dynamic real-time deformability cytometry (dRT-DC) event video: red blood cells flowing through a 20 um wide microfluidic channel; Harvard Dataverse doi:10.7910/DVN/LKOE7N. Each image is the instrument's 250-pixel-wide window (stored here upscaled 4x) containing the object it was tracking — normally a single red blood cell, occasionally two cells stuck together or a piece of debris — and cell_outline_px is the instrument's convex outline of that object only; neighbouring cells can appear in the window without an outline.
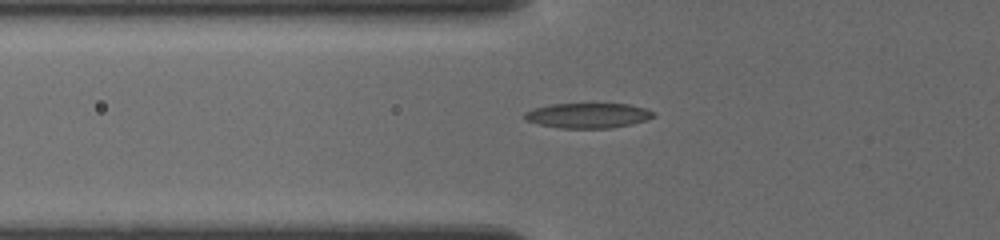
{"species": "common noctule bat (a hibernating species)", "species_latin": "Nyctalus noctula", "temperature_condition": "cold", "stored_images_in_passage": 15, "camera_frame_rate_fps": 3000, "um_per_image_px": 0.085, "animal": {"sex": "female", "body_mass_g": 19.5, "forearm_length_mm": 54.1}, "frame": {"image": 1, "passage_image": 15, "time_ms": 7.667, "image_size_px": [1000, 240], "cell_outline_px": [[656, 116], [632, 124], [608, 128], [560, 128], [540, 124], [524, 120], [524, 112], [536, 108], [552, 104], [628, 104], [644, 108], [656, 112]], "centroid_in_image_um": [49.99, 9.82], "position_along_channel_um": 75.8, "area_um2": 18.67}}